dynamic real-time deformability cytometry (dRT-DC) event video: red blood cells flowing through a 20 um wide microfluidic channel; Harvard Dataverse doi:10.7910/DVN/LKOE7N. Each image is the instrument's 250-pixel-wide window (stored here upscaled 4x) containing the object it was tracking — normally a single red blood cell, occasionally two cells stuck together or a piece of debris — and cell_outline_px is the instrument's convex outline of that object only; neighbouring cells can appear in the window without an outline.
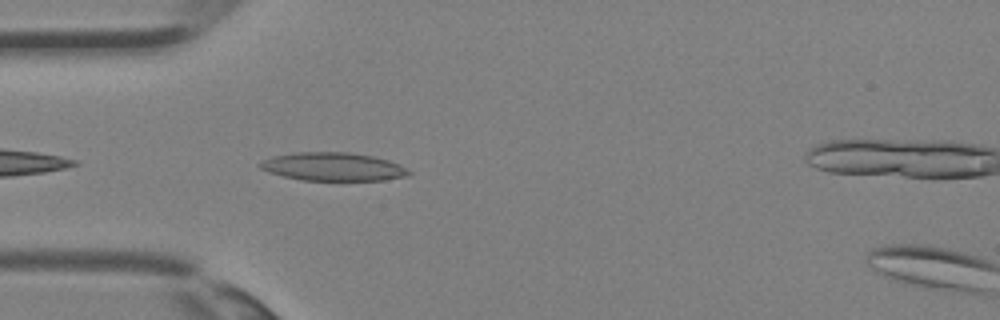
{"species": "Egyptian fruit bat (a non-hibernating species)", "species_latin": "Rousettus aegyptiacus", "temperature_condition": "room temperature", "stored_images_in_passage": 2, "camera_frame_rate_fps": 3000, "um_per_image_px": 0.085, "animal": {"sex": "female"}, "frame": {"image": 1, "passage_image": 1, "time_ms": 0.0, "image_size_px": [1000, 320], "cell_outline_px": [[412, 172], [408, 176], [384, 180], [300, 180], [268, 172], [260, 168], [256, 164], [260, 160], [272, 156], [292, 152], [348, 152], [372, 156], [388, 160], [400, 164]], "centroid_in_image_um": [28.27, 14.16], "position_along_channel_um": 56.7, "area_um2": 24.74}}